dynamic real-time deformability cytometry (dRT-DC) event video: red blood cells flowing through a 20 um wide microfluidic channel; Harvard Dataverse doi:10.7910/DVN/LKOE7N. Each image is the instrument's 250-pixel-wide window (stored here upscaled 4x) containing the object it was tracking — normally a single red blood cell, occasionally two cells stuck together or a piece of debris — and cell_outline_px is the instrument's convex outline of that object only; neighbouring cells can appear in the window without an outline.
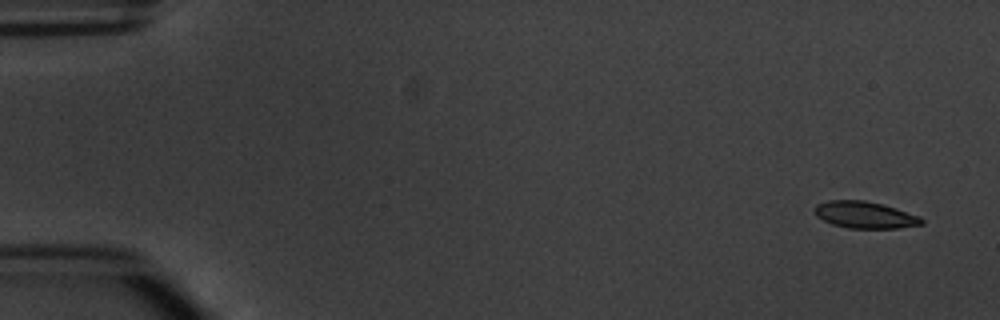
{"species": "common noctule bat (a hibernating species)", "species_latin": "Nyctalus noctula", "temperature_condition": "warm", "stored_images_in_passage": 5, "camera_frame_rate_fps": 3000, "um_per_image_px": 0.085, "animal": {"sex": "male", "body_mass_g": 20.1, "forearm_length_mm": 53.5}, "frame": {"image": 1, "passage_image": 1, "time_ms": 0.0, "image_size_px": [1000, 320], "cell_outline_px": [[924, 224], [896, 228], [848, 228], [832, 224], [816, 216], [816, 204], [828, 200], [864, 200], [896, 208], [920, 216], [924, 220]], "centroid_in_image_um": [73.53, 18.26], "position_along_channel_um": 11.5, "area_um2": 16.59}}
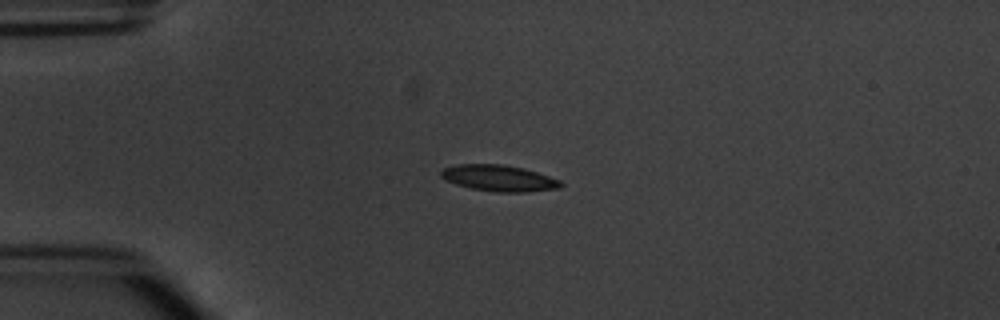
{"frame": {"image": 2, "passage_image": 4, "time_ms": 3.667, "image_size_px": [1000, 320], "cell_outline_px": [[564, 184], [560, 188], [528, 192], [496, 192], [472, 188], [456, 184], [444, 180], [440, 176], [440, 172], [444, 168], [456, 164], [500, 164], [520, 168], [536, 172], [560, 180]], "centroid_in_image_um": [42.39, 15.15], "position_along_channel_um": 42.6, "area_um2": 18.21}}